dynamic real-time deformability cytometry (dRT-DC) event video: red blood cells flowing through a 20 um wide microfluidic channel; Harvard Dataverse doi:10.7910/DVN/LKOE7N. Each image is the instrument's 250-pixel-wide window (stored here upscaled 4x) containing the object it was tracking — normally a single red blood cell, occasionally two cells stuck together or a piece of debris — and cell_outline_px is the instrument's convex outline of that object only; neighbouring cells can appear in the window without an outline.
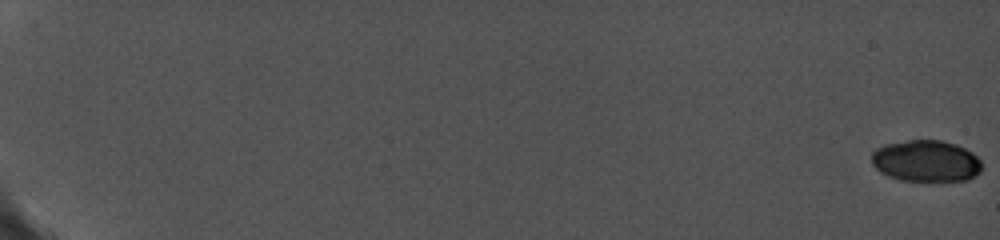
{"species": "common noctule bat (a hibernating species)", "species_latin": "Nyctalus noctula", "temperature_condition": "cold", "stored_images_in_passage": 30, "camera_frame_rate_fps": 5000, "um_per_image_px": 0.085, "animal": {"sex": "female", "body_mass_g": 19.0, "forearm_length_mm": 56.7}, "frame": {"image": 1, "passage_image": 1, "time_ms": 0.0, "image_size_px": [1000, 240], "cell_outline_px": [[980, 172], [976, 176], [968, 180], [900, 180], [888, 176], [880, 172], [872, 164], [872, 152], [876, 148], [884, 144], [908, 140], [940, 140], [956, 144], [972, 152], [980, 160]], "centroid_in_image_um": [78.7, 13.67], "position_along_channel_um": 6.3, "area_um2": 26.65}}
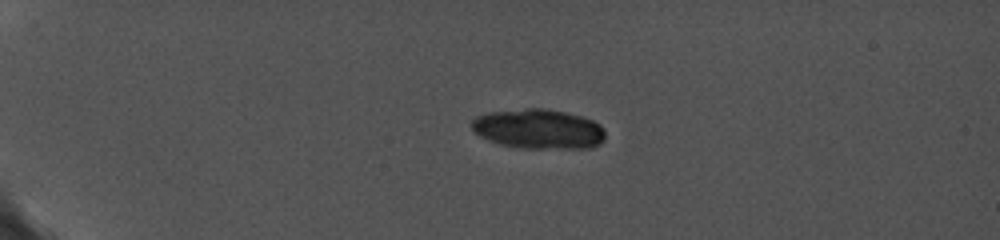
{"frame": {"image": 2, "passage_image": 12, "time_ms": 5.4, "image_size_px": [1000, 240], "cell_outline_px": [[604, 140], [600, 144], [592, 148], [516, 148], [500, 144], [488, 140], [472, 132], [472, 120], [476, 116], [492, 112], [528, 108], [540, 108], [564, 112], [580, 116], [592, 120], [600, 124], [604, 128]], "centroid_in_image_um": [45.77, 10.98], "position_along_channel_um": 39.2, "area_um2": 30.98}}
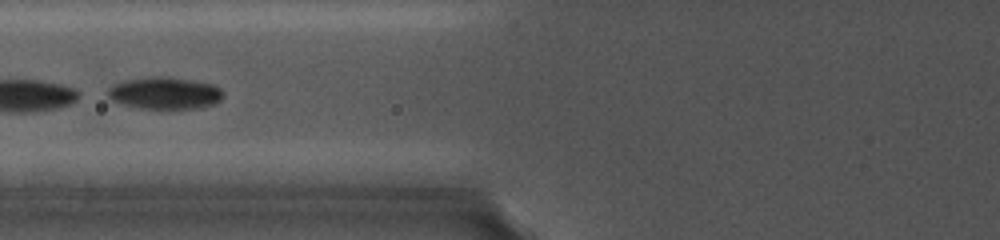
{"frame": {"image": 3, "passage_image": 17, "time_ms": 9.4, "image_size_px": [1000, 240], "cell_outline_px": [[220, 100], [212, 104], [200, 108], [140, 108], [124, 104], [112, 100], [108, 96], [108, 88], [116, 84], [128, 80], [168, 76], [212, 84], [220, 88]], "centroid_in_image_um": [14.0, 7.92], "position_along_channel_um": 111.8, "area_um2": 20.81}}